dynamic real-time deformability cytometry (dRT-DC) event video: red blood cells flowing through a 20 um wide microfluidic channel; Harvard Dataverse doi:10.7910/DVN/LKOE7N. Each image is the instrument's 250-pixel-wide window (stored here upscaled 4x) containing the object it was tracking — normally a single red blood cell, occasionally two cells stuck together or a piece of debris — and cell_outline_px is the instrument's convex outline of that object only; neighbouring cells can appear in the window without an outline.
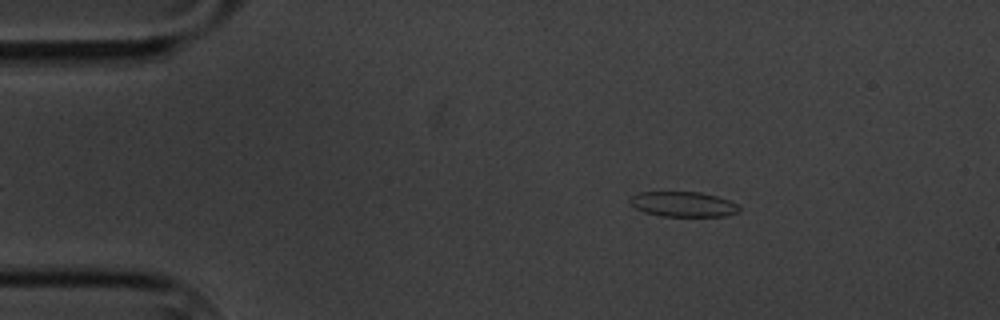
{"species": "common noctule bat (a hibernating species)", "species_latin": "Nyctalus noctula", "temperature_condition": "cold", "stored_images_in_passage": 3, "camera_frame_rate_fps": 3000, "um_per_image_px": 0.085, "animal": {"sex": "male", "body_mass_g": 20.1, "forearm_length_mm": 53.5}, "frame": {"image": 1, "passage_image": 1, "time_ms": 0.0, "image_size_px": [1000, 320], "cell_outline_px": [[740, 212], [728, 216], [660, 216], [644, 212], [628, 204], [628, 200], [632, 196], [640, 192], [700, 192], [716, 196], [728, 200], [736, 204], [740, 208]], "centroid_in_image_um": [58.05, 17.36], "position_along_channel_um": 26.9, "area_um2": 16.07}}